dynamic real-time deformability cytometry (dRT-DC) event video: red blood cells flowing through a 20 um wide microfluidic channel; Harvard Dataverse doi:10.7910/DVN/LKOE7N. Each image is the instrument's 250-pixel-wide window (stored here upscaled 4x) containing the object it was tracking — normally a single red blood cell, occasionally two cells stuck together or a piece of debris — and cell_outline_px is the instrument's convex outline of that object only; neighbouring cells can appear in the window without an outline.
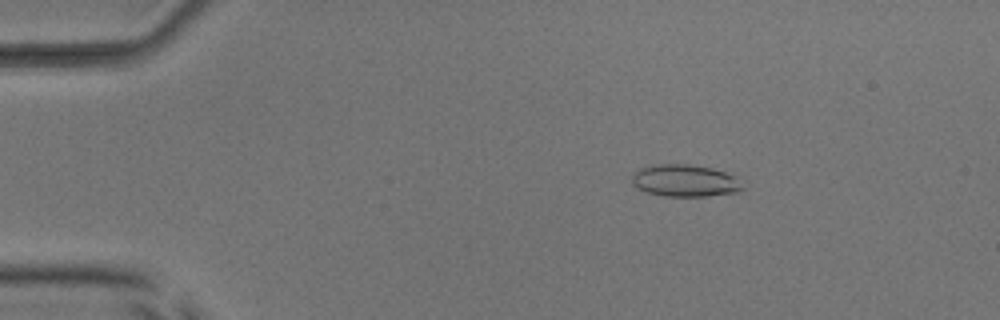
{"species": "common noctule bat (a hibernating species)", "species_latin": "Nyctalus noctula", "temperature_condition": "room temperature", "stored_images_in_passage": 53, "camera_frame_rate_fps": 3000, "um_per_image_px": 0.085, "animal": {"sex": "male", "body_mass_g": 17.9, "forearm_length_mm": 54.2}, "frame": {"image": 1, "passage_image": 9, "time_ms": 2.667, "image_size_px": [1000, 320], "cell_outline_px": [[744, 188], [740, 192], [708, 196], [664, 196], [648, 192], [632, 184], [632, 176], [640, 168], [660, 164], [688, 164], [712, 168], [736, 176]], "centroid_in_image_um": [58.27, 15.36], "position_along_channel_um": 26.7, "area_um2": 20.58}}
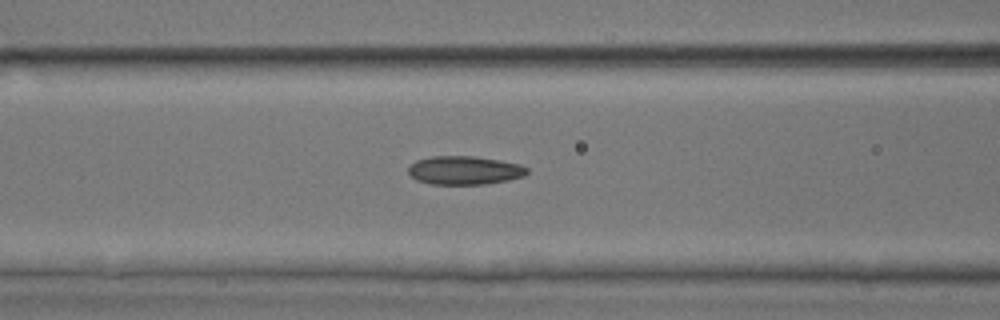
{"frame": {"image": 2, "passage_image": 22, "time_ms": 7.0, "image_size_px": [1000, 320], "cell_outline_px": [[528, 172], [524, 176], [508, 180], [484, 184], [432, 184], [416, 180], [408, 172], [408, 168], [416, 160], [432, 156], [476, 156], [500, 160], [520, 164], [528, 168]], "centroid_in_image_um": [39.5, 14.47], "position_along_channel_um": 127.1, "area_um2": 19.77}}
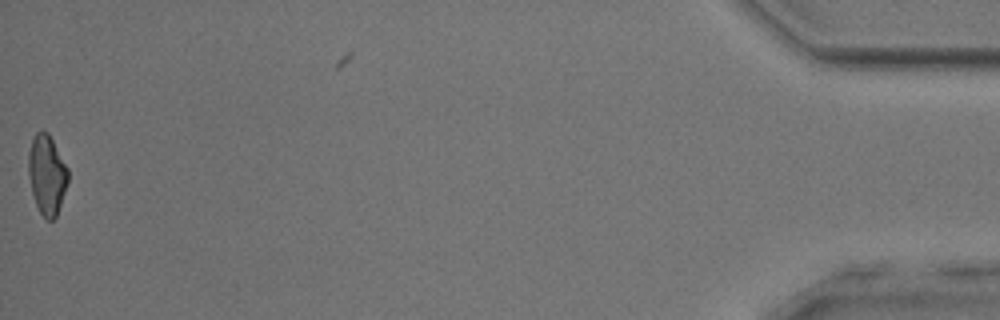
{"frame": {"image": 3, "passage_image": 52, "time_ms": 17.0, "image_size_px": [1000, 320], "cell_outline_px": [[68, 184], [56, 216], [52, 220], [48, 220], [40, 212], [36, 204], [32, 192], [28, 172], [28, 152], [32, 136], [36, 132], [48, 132], [68, 168]], "centroid_in_image_um": [3.98, 14.82], "position_along_channel_um": 431.2, "area_um2": 18.32}, "authors_computed_cell_mechanics": {"area_um2": 19.2474, "velocity_mm_per_s": 4.0153, "shape_relaxation_time_tau1_ms": null, "shape_relaxation_time_tau2_ms": 2.1697, "deformation_change_tau1": null, "deformation_change_tau2": 0.0862}}